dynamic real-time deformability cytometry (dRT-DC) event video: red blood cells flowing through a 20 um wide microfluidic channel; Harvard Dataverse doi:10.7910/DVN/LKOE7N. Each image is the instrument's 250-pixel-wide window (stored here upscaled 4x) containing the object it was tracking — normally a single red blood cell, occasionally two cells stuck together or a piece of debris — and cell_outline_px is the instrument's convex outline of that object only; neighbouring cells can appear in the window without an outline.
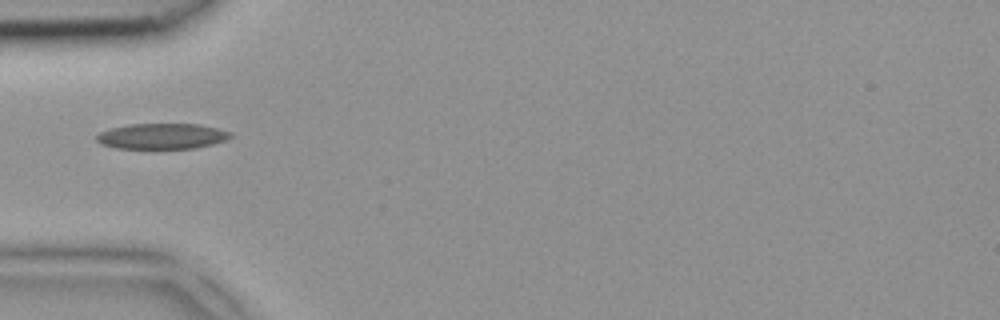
{"species": "common noctule bat (a hibernating species)", "species_latin": "Nyctalus noctula", "temperature_condition": "room temperature", "stored_images_in_passage": 2, "camera_frame_rate_fps": 3000, "um_per_image_px": 0.085, "animal": {"sex": "female", "body_mass_g": 18.4}, "frame": {"image": 1, "passage_image": 1, "time_ms": 0.0, "image_size_px": [1000, 320], "cell_outline_px": [[232, 136], [228, 140], [196, 148], [116, 148], [100, 144], [96, 140], [96, 136], [100, 132], [112, 128], [128, 124], [200, 124], [232, 132]], "centroid_in_image_um": [13.79, 11.57], "position_along_channel_um": 71.2, "area_um2": 20.0}}